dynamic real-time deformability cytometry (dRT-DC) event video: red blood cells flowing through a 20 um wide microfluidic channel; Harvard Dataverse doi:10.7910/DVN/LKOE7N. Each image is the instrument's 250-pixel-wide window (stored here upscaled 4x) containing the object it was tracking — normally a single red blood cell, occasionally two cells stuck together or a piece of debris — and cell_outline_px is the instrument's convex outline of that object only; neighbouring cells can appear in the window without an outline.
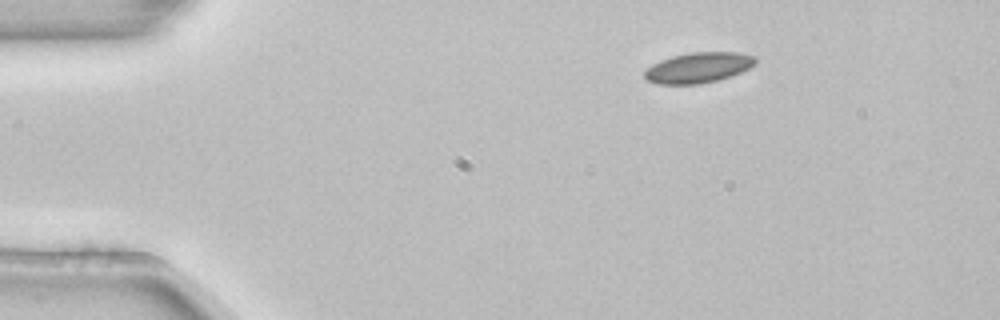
{"species": "common noctule bat (a hibernating species)", "species_latin": "Nyctalus noctula", "temperature_condition": "room temperature", "stored_images_in_passage": 4, "camera_frame_rate_fps": 3000, "um_per_image_px": 0.085, "animal": {"sex": "female", "body_mass_g": 22.7, "forearm_length_mm": 54.2}, "frame": {"image": 1, "passage_image": 1, "time_ms": 0.0, "image_size_px": [1000, 320], "cell_outline_px": [[756, 64], [732, 76], [700, 84], [656, 84], [648, 80], [644, 76], [644, 72], [652, 64], [660, 60], [672, 56], [692, 52], [740, 52], [756, 56]], "centroid_in_image_um": [59.37, 5.74], "position_along_channel_um": 25.6, "area_um2": 19.71}}
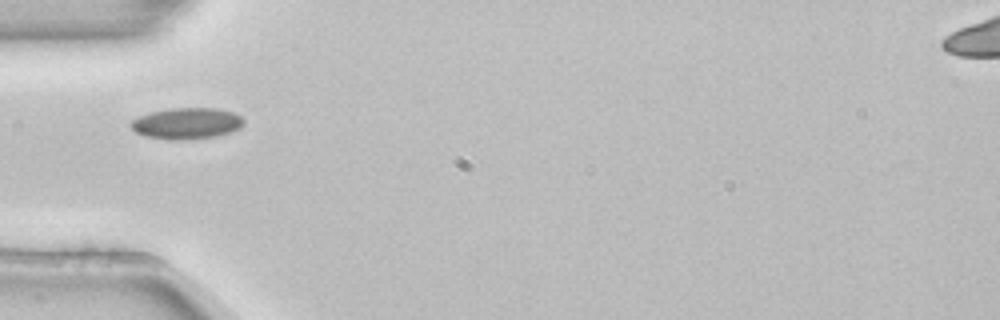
{"frame": {"image": 2, "passage_image": 3, "time_ms": 0.667, "image_size_px": [1000, 320], "cell_outline_px": [[244, 124], [240, 128], [232, 132], [216, 136], [172, 140], [144, 136], [136, 132], [128, 124], [132, 120], [140, 116], [152, 112], [172, 108], [216, 108], [232, 112], [240, 116], [244, 120]], "centroid_in_image_um": [15.88, 10.48], "position_along_channel_um": 69.1, "area_um2": 20.4}}